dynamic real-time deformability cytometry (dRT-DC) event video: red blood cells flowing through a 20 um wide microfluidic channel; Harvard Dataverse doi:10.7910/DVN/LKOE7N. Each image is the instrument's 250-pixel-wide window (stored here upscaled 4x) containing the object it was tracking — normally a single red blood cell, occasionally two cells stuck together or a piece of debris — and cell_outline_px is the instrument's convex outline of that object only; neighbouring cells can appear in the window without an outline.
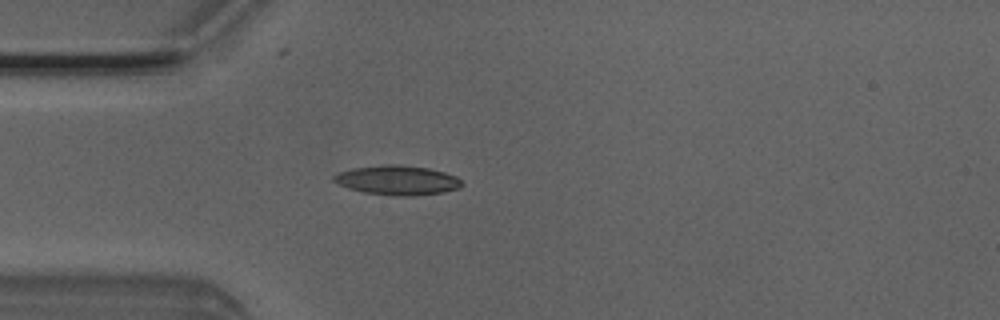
{"species": "Egyptian fruit bat (a non-hibernating species)", "species_latin": "Rousettus aegyptiacus", "temperature_condition": "room temperature", "stored_images_in_passage": 4, "camera_frame_rate_fps": 3000, "um_per_image_px": 0.085, "animal": {"sex": "male"}, "frame": {"image": 1, "passage_image": 4, "time_ms": 1.0, "image_size_px": [1000, 320], "cell_outline_px": [[464, 184], [460, 188], [444, 192], [412, 196], [392, 196], [364, 192], [348, 188], [336, 184], [332, 180], [332, 176], [336, 172], [352, 168], [384, 164], [396, 164], [428, 168], [444, 172], [456, 176]], "centroid_in_image_um": [33.74, 15.32], "position_along_channel_um": 51.3, "area_um2": 22.31}}